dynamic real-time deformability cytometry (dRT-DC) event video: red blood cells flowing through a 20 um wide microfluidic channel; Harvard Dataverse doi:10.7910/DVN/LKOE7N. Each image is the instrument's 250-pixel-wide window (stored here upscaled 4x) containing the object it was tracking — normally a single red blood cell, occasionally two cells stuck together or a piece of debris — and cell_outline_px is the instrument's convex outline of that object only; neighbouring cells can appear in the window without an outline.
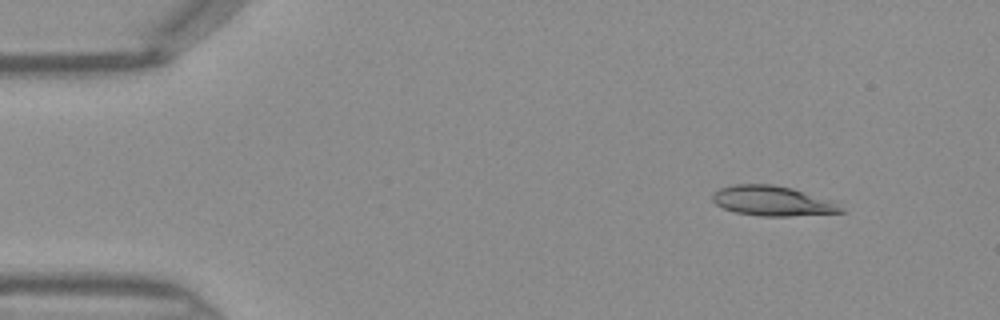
{"species": "Egyptian fruit bat (a non-hibernating species)", "species_latin": "Rousettus aegyptiacus", "temperature_condition": "warm", "stored_images_in_passage": 44, "camera_frame_rate_fps": 3000, "um_per_image_px": 0.085, "frame": {"image": 1, "passage_image": 4, "time_ms": 1.0, "image_size_px": [1000, 320], "cell_outline_px": [[844, 212], [788, 216], [760, 216], [736, 212], [724, 208], [716, 204], [712, 200], [712, 196], [720, 188], [732, 184], [772, 184], [792, 188], [832, 200]], "centroid_in_image_um": [65.63, 17.07], "position_along_channel_um": 19.4, "area_um2": 22.14}}
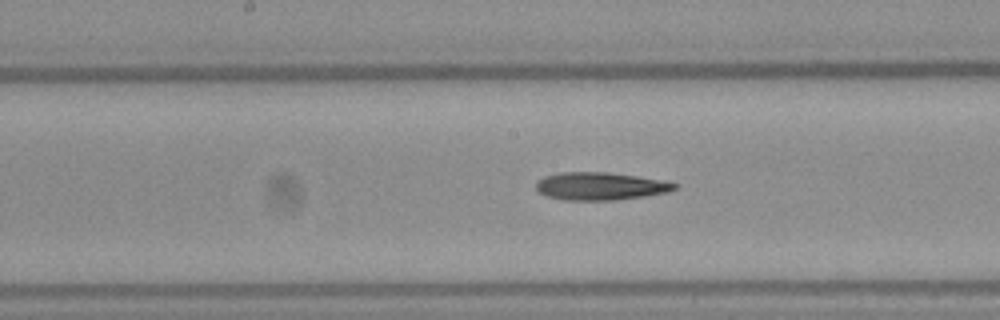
{"frame": {"image": 2, "passage_image": 22, "time_ms": 7.0, "image_size_px": [1000, 320], "cell_outline_px": [[680, 184], [676, 188], [668, 192], [644, 196], [616, 200], [564, 200], [548, 196], [536, 192], [536, 184], [544, 176], [560, 172], [608, 172], [636, 176], [660, 180]], "centroid_in_image_um": [51.01, 15.82], "position_along_channel_um": 197.2, "area_um2": 22.37}}
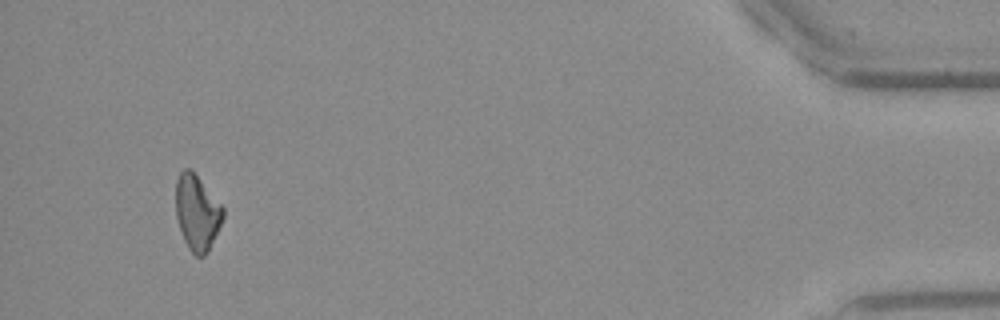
{"frame": {"image": 3, "passage_image": 42, "time_ms": 13.667, "image_size_px": [1000, 320], "cell_outline_px": [[224, 216], [204, 256], [196, 256], [188, 248], [184, 240], [176, 216], [176, 180], [180, 172], [184, 168], [188, 168], [200, 180], [224, 208]], "centroid_in_image_um": [16.72, 18.05], "position_along_channel_um": 418.5, "area_um2": 20.11}}